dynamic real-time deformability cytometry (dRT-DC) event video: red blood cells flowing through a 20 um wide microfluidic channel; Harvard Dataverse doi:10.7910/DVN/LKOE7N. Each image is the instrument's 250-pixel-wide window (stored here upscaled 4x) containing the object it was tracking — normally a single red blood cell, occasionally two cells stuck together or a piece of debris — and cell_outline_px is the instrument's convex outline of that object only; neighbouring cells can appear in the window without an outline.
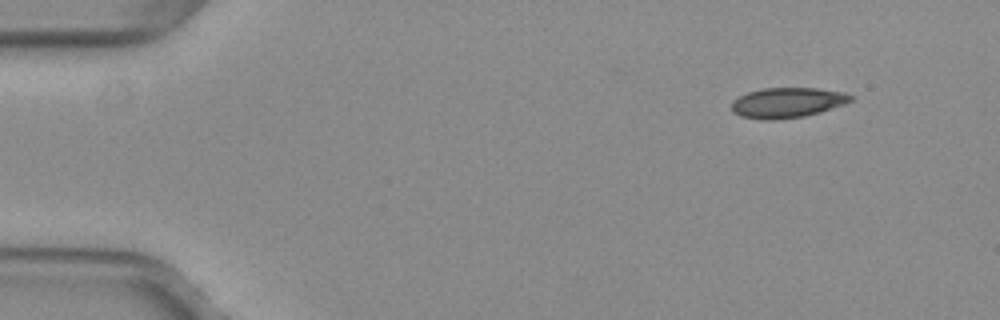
{"species": "common noctule bat (a hibernating species)", "species_latin": "Nyctalus noctula", "temperature_condition": "warm", "stored_images_in_passage": 48, "segment_of_instrument_passage": [1, 2], "camera_frame_rate_fps": 3000, "um_per_image_px": 0.085, "animal": {"sex": "female", "body_mass_g": 29.2, "forearm_length_mm": 56.3}, "frame": {"image": 1, "passage_image": 1, "time_ms": 0.0, "image_size_px": [1000, 320], "cell_outline_px": [[852, 100], [844, 104], [820, 112], [804, 116], [776, 120], [760, 120], [740, 116], [732, 112], [732, 100], [748, 92], [764, 88], [816, 88], [844, 92], [852, 96]], "centroid_in_image_um": [66.89, 8.73], "position_along_channel_um": 18.1, "area_um2": 20.98}}
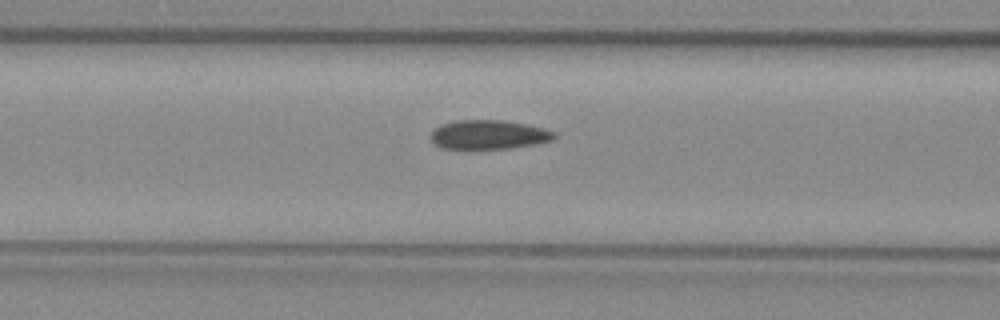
{"frame": {"image": 2, "passage_image": 17, "time_ms": 5.333, "image_size_px": [1000, 320], "cell_outline_px": [[556, 136], [552, 140], [536, 144], [512, 148], [468, 152], [440, 148], [432, 140], [432, 128], [440, 124], [456, 120], [500, 120], [524, 124], [544, 128], [556, 132]], "centroid_in_image_um": [41.47, 11.5], "position_along_channel_um": 125.1, "area_um2": 21.91}}
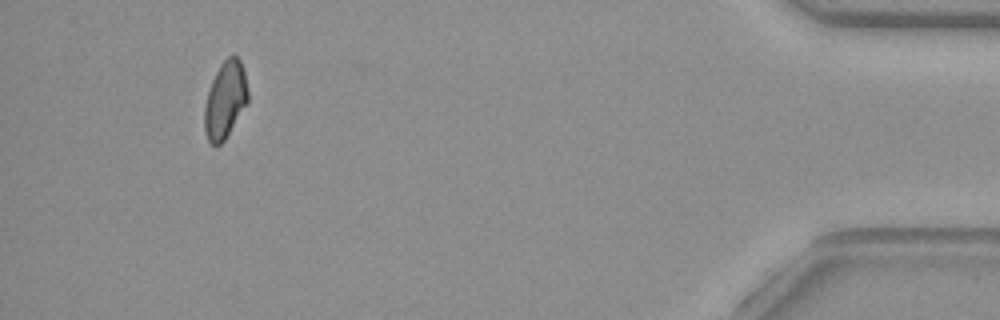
{"frame": {"image": 3, "passage_image": 44, "time_ms": 14.333, "image_size_px": [1000, 320], "cell_outline_px": [[248, 100], [224, 140], [220, 144], [212, 144], [208, 140], [204, 132], [204, 104], [212, 80], [220, 64], [232, 52], [240, 60], [244, 68], [248, 92]], "centroid_in_image_um": [19.13, 8.44], "position_along_channel_um": 416.1, "area_um2": 19.36}}